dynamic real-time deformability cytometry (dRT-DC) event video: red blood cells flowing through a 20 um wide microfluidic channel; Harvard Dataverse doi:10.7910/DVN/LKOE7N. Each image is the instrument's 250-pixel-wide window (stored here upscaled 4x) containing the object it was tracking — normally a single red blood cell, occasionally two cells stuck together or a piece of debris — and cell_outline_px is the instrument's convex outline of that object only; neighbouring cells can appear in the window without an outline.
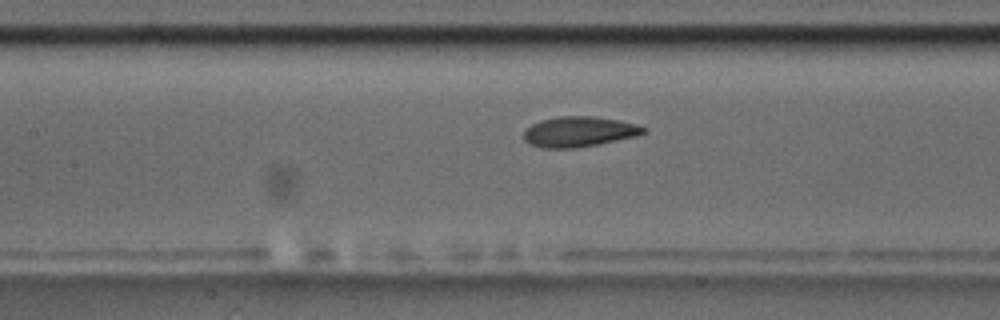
{"species": "common noctule bat (a hibernating species)", "species_latin": "Nyctalus noctula", "temperature_condition": "room temperature", "stored_images_in_passage": 42, "camera_frame_rate_fps": 3000, "um_per_image_px": 0.085, "animal": {"sex": "male", "body_mass_g": 17.5, "forearm_length_mm": 52.3}, "frame": {"image": 1, "passage_image": 10, "time_ms": 3.0, "image_size_px": [1000, 320], "cell_outline_px": [[648, 128], [644, 132], [636, 136], [576, 148], [540, 148], [528, 144], [524, 140], [524, 132], [532, 124], [540, 120], [556, 116], [596, 116], [620, 120], [636, 124]], "centroid_in_image_um": [49.19, 11.19], "position_along_channel_um": 158.2, "area_um2": 21.21}}
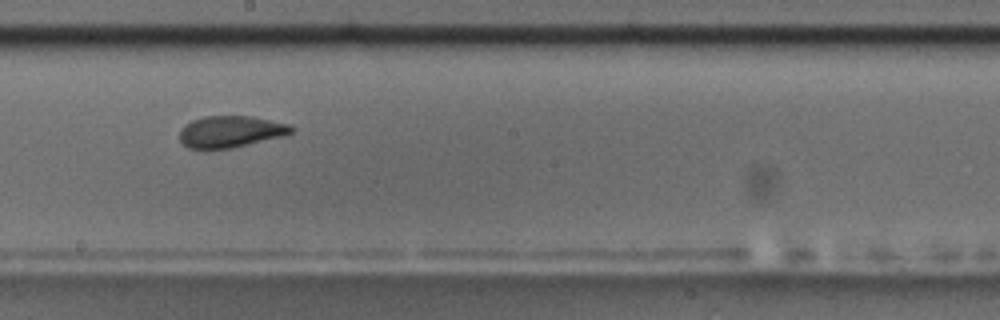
{"frame": {"image": 2, "passage_image": 16, "time_ms": 5.0, "image_size_px": [1000, 320], "cell_outline_px": [[296, 128], [292, 132], [284, 136], [232, 148], [188, 148], [180, 140], [180, 128], [184, 124], [192, 120], [204, 116], [252, 116], [292, 124]], "centroid_in_image_um": [19.64, 11.17], "position_along_channel_um": 228.6, "area_um2": 20.75}}
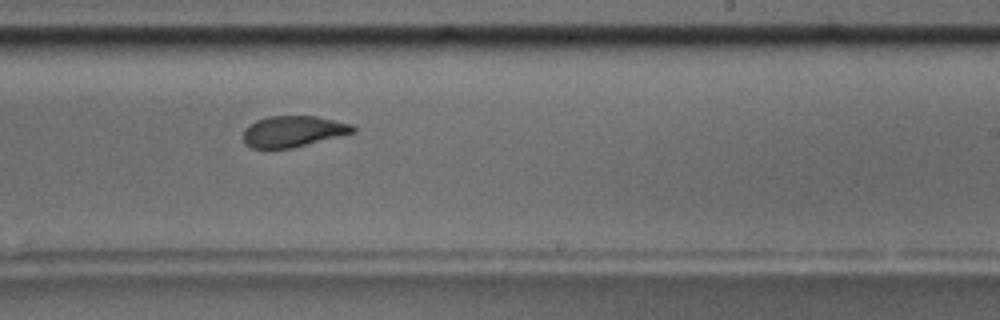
{"frame": {"image": 3, "passage_image": 19, "time_ms": 6.0, "image_size_px": [1000, 320], "cell_outline_px": [[356, 132], [292, 148], [252, 148], [244, 144], [244, 128], [248, 124], [256, 120], [268, 116], [316, 116], [352, 124], [356, 128]], "centroid_in_image_um": [24.9, 11.16], "position_along_channel_um": 264.1, "area_um2": 19.94}, "authors_computed_cell_mechanics": {"area_um2": 21.097, "velocity_mm_per_s": 3.5543, "shape_relaxation_time_tau1_ms": 5.5976, "shape_relaxation_time_tau2_ms": 1.3571, "deformation_change_tau1": 0.158, "deformation_change_tau2": 0.0684}}